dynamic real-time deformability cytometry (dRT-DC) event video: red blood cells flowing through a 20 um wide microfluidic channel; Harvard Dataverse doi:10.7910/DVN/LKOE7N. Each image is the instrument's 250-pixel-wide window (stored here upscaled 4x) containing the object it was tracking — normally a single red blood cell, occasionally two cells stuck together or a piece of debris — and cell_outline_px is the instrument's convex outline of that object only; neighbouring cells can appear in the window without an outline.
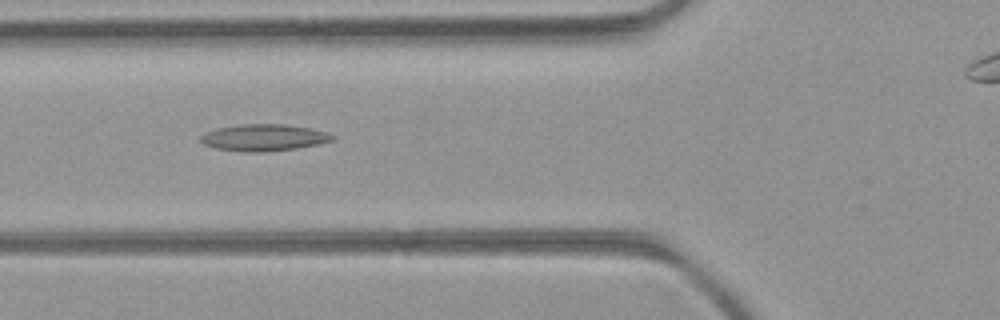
{"species": "common noctule bat (a hibernating species)", "species_latin": "Nyctalus noctula", "temperature_condition": "room temperature", "stored_images_in_passage": 30, "camera_frame_rate_fps": 3000, "um_per_image_px": 0.085, "animal": {"sex": "female", "body_mass_g": 21.9}, "frame": {"image": 1, "passage_image": 4, "time_ms": 1.0, "image_size_px": [1000, 320], "cell_outline_px": [[336, 140], [296, 148], [268, 152], [244, 152], [216, 148], [204, 144], [200, 140], [200, 136], [216, 128], [244, 124], [284, 124], [308, 128], [324, 132], [336, 136]], "centroid_in_image_um": [22.43, 11.7], "position_along_channel_um": 103.4, "area_um2": 20.35}}
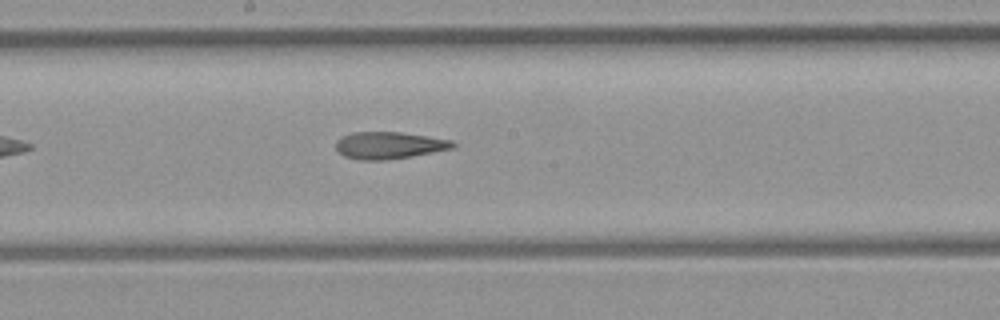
{"frame": {"image": 2, "passage_image": 12, "time_ms": 3.667, "image_size_px": [1000, 320], "cell_outline_px": [[456, 144], [452, 148], [412, 156], [384, 160], [360, 160], [344, 156], [336, 152], [336, 140], [340, 136], [352, 132], [400, 132], [428, 136], [452, 140]], "centroid_in_image_um": [33.01, 12.35], "position_along_channel_um": 215.2, "area_um2": 18.5}}
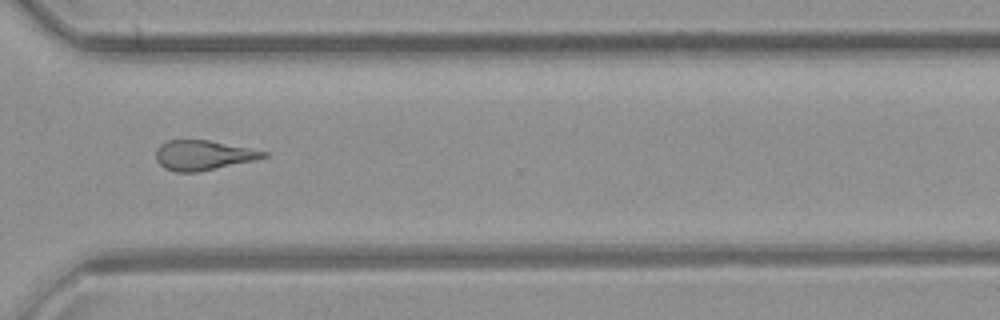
{"frame": {"image": 3, "passage_image": 22, "time_ms": 7.0, "image_size_px": [1000, 320], "cell_outline_px": [[268, 156], [256, 160], [200, 172], [176, 172], [164, 168], [156, 160], [156, 148], [160, 144], [168, 140], [208, 140], [268, 152]], "centroid_in_image_um": [17.25, 13.2], "position_along_channel_um": 353.3, "area_um2": 18.73}, "authors_computed_cell_mechanics": {"area_um2": 18.6983, "velocity_mm_per_s": 4.1598, "shape_relaxation_time_tau1_ms": null, "shape_relaxation_time_tau2_ms": 8.1878, "deformation_change_tau1": null, "deformation_change_tau2": 0.2609}}